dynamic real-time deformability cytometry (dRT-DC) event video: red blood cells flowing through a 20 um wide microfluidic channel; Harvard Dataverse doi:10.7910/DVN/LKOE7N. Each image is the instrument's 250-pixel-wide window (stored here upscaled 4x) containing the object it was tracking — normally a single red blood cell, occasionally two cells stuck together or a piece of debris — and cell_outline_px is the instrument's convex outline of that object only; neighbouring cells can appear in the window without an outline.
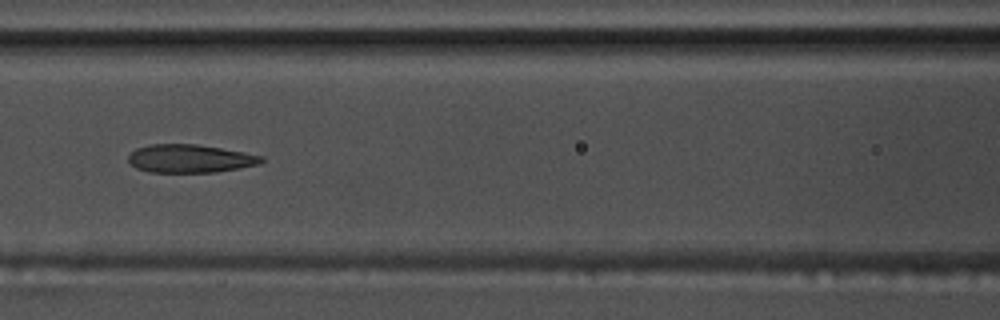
{"species": "common noctule bat (a hibernating species)", "species_latin": "Nyctalus noctula", "temperature_condition": "warm", "stored_images_in_passage": 55, "camera_frame_rate_fps": 3000, "um_per_image_px": 0.085, "animal": {"sex": "male", "body_mass_g": 17.5, "forearm_length_mm": 52.3}, "frame": {"image": 1, "passage_image": 25, "time_ms": 8.0, "image_size_px": [1000, 320], "cell_outline_px": [[264, 160], [260, 164], [240, 168], [216, 172], [148, 172], [136, 168], [128, 160], [128, 156], [136, 148], [152, 144], [196, 144], [244, 152], [264, 156]], "centroid_in_image_um": [16.17, 13.48], "position_along_channel_um": 150.4, "area_um2": 21.85}}
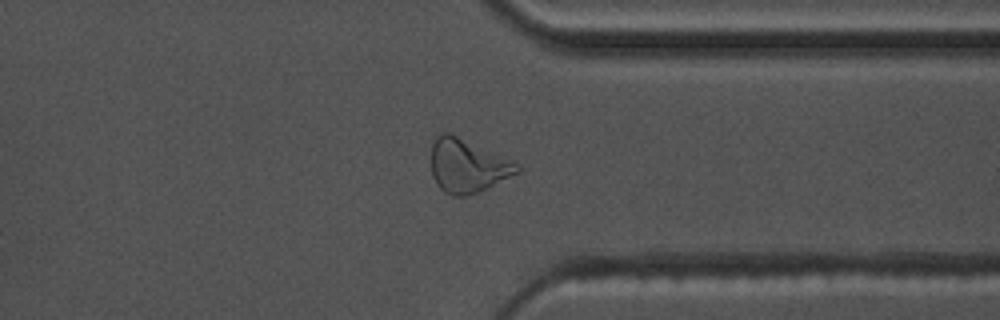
{"frame": {"image": 2, "passage_image": 43, "time_ms": 14.0, "image_size_px": [1000, 320], "cell_outline_px": [[520, 172], [468, 196], [452, 196], [444, 192], [436, 184], [432, 176], [432, 144], [436, 136], [440, 132], [452, 132], [520, 164]], "centroid_in_image_um": [39.72, 14.07], "position_along_channel_um": 371.7, "area_um2": 26.99}}
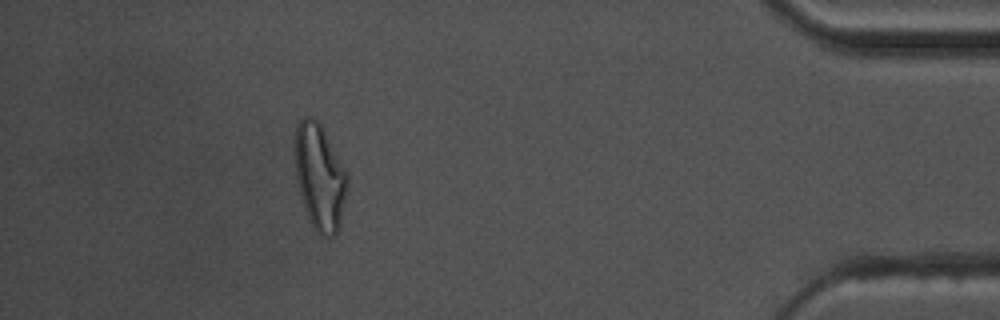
{"frame": {"image": 3, "passage_image": 50, "time_ms": 16.333, "image_size_px": [1000, 320], "cell_outline_px": [[348, 188], [340, 228], [332, 236], [320, 236], [312, 228], [308, 220], [304, 208], [296, 176], [296, 128], [300, 120], [304, 116], [312, 116], [320, 124], [348, 172]], "centroid_in_image_um": [27.21, 15.1], "position_along_channel_um": 408.0, "area_um2": 32.48}, "authors_computed_cell_mechanics": {"area_um2": 23.7558, "velocity_mm_per_s": 3.7224, "shape_relaxation_time_tau1_ms": null, "shape_relaxation_time_tau2_ms": 2.6615, "deformation_change_tau1": null, "deformation_change_tau2": 0.1179}}